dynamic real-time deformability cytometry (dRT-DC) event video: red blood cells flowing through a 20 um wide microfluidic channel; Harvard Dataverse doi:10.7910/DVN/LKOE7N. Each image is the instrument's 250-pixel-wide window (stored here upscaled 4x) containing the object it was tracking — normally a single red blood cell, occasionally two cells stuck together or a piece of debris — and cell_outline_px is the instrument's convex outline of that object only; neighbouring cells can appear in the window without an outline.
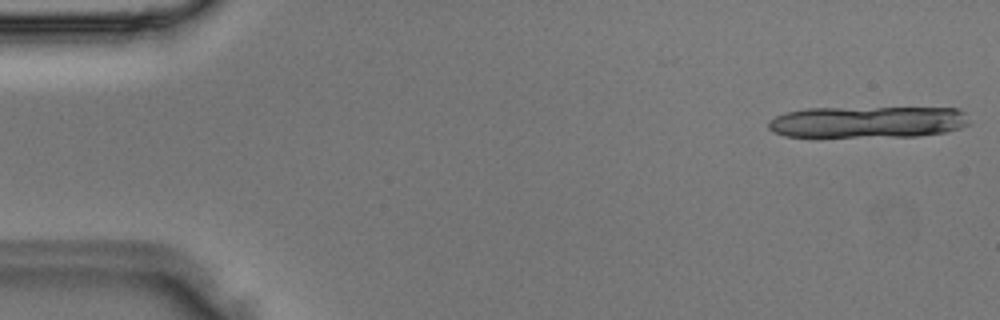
{"species": "Egyptian fruit bat (a non-hibernating species)", "species_latin": "Rousettus aegyptiacus", "temperature_condition": "room temperature", "stored_images_in_passage": 4, "camera_frame_rate_fps": 3000, "um_per_image_px": 0.085, "animal": {"sex": "male"}, "frame": {"image": 1, "passage_image": 1, "time_ms": 0.0, "image_size_px": [1000, 320], "cell_outline_px": [[972, 124], [948, 132], [920, 136], [784, 136], [772, 132], [768, 128], [768, 120], [784, 112], [804, 108], [960, 108], [964, 112]], "centroid_in_image_um": [73.78, 10.36], "position_along_channel_um": 11.2, "area_um2": 37.28}}